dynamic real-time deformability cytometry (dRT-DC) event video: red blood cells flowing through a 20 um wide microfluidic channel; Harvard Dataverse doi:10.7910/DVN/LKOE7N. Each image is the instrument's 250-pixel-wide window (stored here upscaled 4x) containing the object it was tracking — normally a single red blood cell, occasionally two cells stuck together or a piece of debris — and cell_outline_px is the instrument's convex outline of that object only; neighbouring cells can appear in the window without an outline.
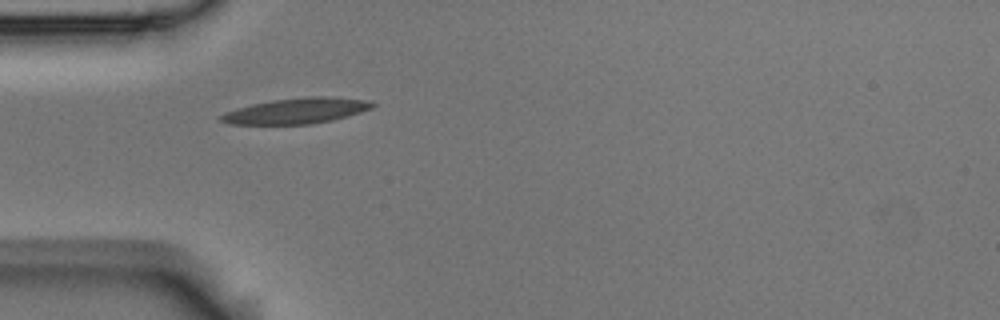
{"species": "Egyptian fruit bat (a non-hibernating species)", "species_latin": "Rousettus aegyptiacus", "temperature_condition": "room temperature", "stored_images_in_passage": 6, "camera_frame_rate_fps": 3000, "um_per_image_px": 0.085, "animal": {"sex": "male"}, "frame": {"image": 1, "passage_image": 1, "time_ms": 0.0, "image_size_px": [1000, 320], "cell_outline_px": [[376, 104], [372, 108], [348, 116], [332, 120], [308, 124], [228, 124], [220, 120], [216, 116], [224, 112], [236, 108], [252, 104], [272, 100], [308, 96], [324, 96], [364, 100]], "centroid_in_image_um": [25.13, 9.42], "position_along_channel_um": 59.9, "area_um2": 22.54}}
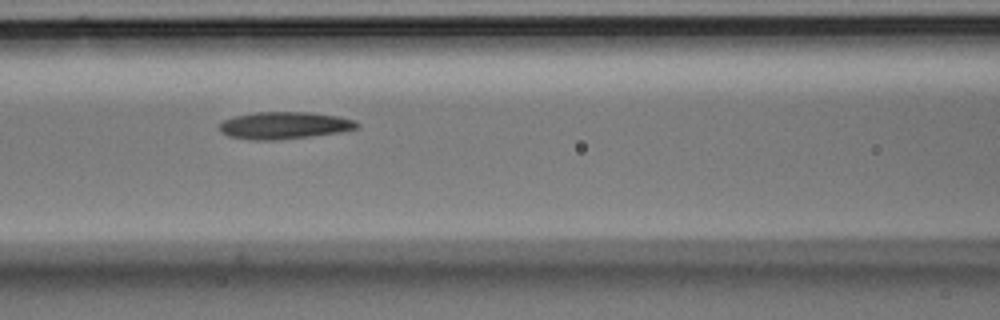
{"frame": {"image": 2, "passage_image": 3, "time_ms": 0.667, "image_size_px": [1000, 320], "cell_outline_px": [[360, 128], [340, 132], [276, 140], [252, 140], [228, 136], [220, 132], [220, 124], [224, 120], [236, 116], [256, 112], [312, 112], [336, 116], [356, 120], [360, 124]], "centroid_in_image_um": [24.19, 10.66], "position_along_channel_um": 142.4, "area_um2": 21.73}}
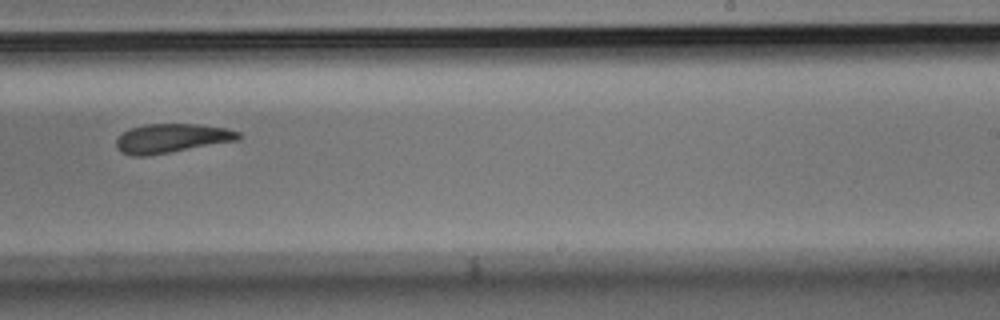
{"frame": {"image": 3, "passage_image": 6, "time_ms": 1.667, "image_size_px": [1000, 320], "cell_outline_px": [[244, 136], [240, 140], [148, 156], [132, 156], [120, 152], [116, 148], [116, 140], [124, 132], [132, 128], [144, 124], [196, 124], [224, 128], [240, 132]], "centroid_in_image_um": [14.61, 11.76], "position_along_channel_um": 274.4, "area_um2": 20.81}}